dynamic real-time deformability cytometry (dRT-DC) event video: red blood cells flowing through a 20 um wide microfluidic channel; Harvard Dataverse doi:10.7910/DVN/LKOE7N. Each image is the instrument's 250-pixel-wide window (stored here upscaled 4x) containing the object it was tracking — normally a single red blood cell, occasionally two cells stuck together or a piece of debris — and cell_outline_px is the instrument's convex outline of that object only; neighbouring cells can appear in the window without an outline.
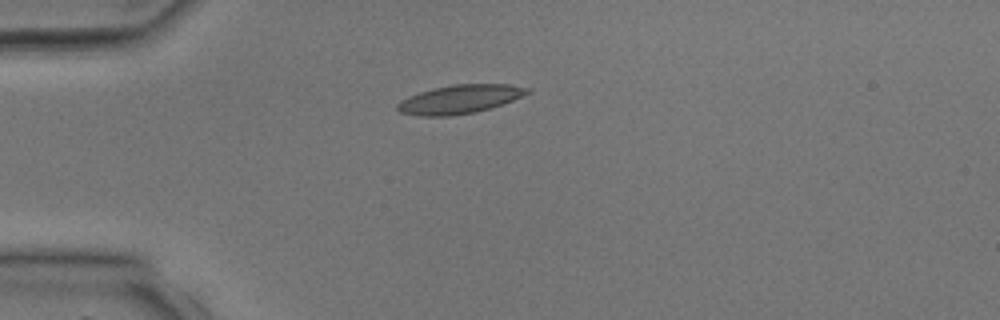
{"species": "common noctule bat (a hibernating species)", "species_latin": "Nyctalus noctula", "temperature_condition": "room temperature", "stored_images_in_passage": 3, "camera_frame_rate_fps": 3000, "um_per_image_px": 0.085, "animal": {"sex": "male", "body_mass_g": 17.9, "forearm_length_mm": 54.2}, "frame": {"image": 1, "passage_image": 3, "time_ms": 3.333, "image_size_px": [1000, 320], "cell_outline_px": [[532, 92], [512, 100], [476, 112], [448, 116], [416, 116], [400, 112], [396, 108], [396, 104], [400, 100], [408, 96], [432, 88], [456, 84], [508, 84], [532, 88]], "centroid_in_image_um": [39.05, 8.43], "position_along_channel_um": 45.9, "area_um2": 21.73}}